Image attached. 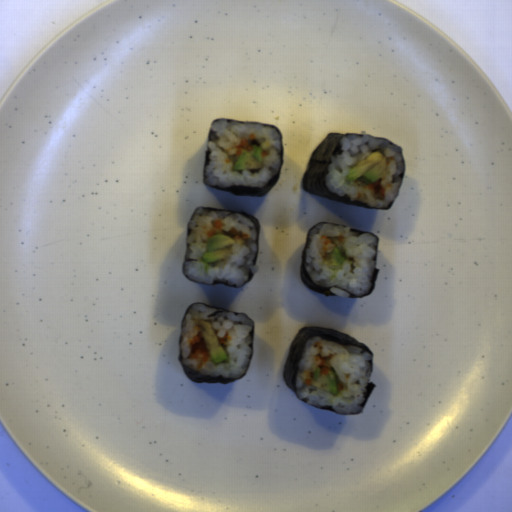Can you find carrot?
I'll use <instances>...</instances> for the list:
<instances>
[{
	"label": "carrot",
	"mask_w": 512,
	"mask_h": 512,
	"mask_svg": "<svg viewBox=\"0 0 512 512\" xmlns=\"http://www.w3.org/2000/svg\"><path fill=\"white\" fill-rule=\"evenodd\" d=\"M229 336H230V333L228 331L222 337L216 336L217 341H218V343H219V345L221 346L222 349L228 343Z\"/></svg>",
	"instance_id": "carrot-6"
},
{
	"label": "carrot",
	"mask_w": 512,
	"mask_h": 512,
	"mask_svg": "<svg viewBox=\"0 0 512 512\" xmlns=\"http://www.w3.org/2000/svg\"><path fill=\"white\" fill-rule=\"evenodd\" d=\"M253 147H261V143L255 135L251 134L248 138H242L236 146V156L241 155L243 150L251 151Z\"/></svg>",
	"instance_id": "carrot-4"
},
{
	"label": "carrot",
	"mask_w": 512,
	"mask_h": 512,
	"mask_svg": "<svg viewBox=\"0 0 512 512\" xmlns=\"http://www.w3.org/2000/svg\"><path fill=\"white\" fill-rule=\"evenodd\" d=\"M382 180H383V177L381 179H379L378 181H376L370 185H367V188L372 191L373 198L375 200H379V201L385 200V198H386L385 189L382 186Z\"/></svg>",
	"instance_id": "carrot-5"
},
{
	"label": "carrot",
	"mask_w": 512,
	"mask_h": 512,
	"mask_svg": "<svg viewBox=\"0 0 512 512\" xmlns=\"http://www.w3.org/2000/svg\"><path fill=\"white\" fill-rule=\"evenodd\" d=\"M314 346L318 349L315 359L319 362L316 367V369L319 368V374L325 376L329 374V372H333L336 380L337 391L343 392L346 385L343 381L340 380L336 369L330 363L334 355L332 353L329 355H324V349L320 341L314 343Z\"/></svg>",
	"instance_id": "carrot-1"
},
{
	"label": "carrot",
	"mask_w": 512,
	"mask_h": 512,
	"mask_svg": "<svg viewBox=\"0 0 512 512\" xmlns=\"http://www.w3.org/2000/svg\"><path fill=\"white\" fill-rule=\"evenodd\" d=\"M338 240H340V242H344V241H345V236L340 235V236L338 237Z\"/></svg>",
	"instance_id": "carrot-9"
},
{
	"label": "carrot",
	"mask_w": 512,
	"mask_h": 512,
	"mask_svg": "<svg viewBox=\"0 0 512 512\" xmlns=\"http://www.w3.org/2000/svg\"><path fill=\"white\" fill-rule=\"evenodd\" d=\"M311 380H312V379H308V378H307V379L305 380V382H304V383H305V385H307V386H312Z\"/></svg>",
	"instance_id": "carrot-8"
},
{
	"label": "carrot",
	"mask_w": 512,
	"mask_h": 512,
	"mask_svg": "<svg viewBox=\"0 0 512 512\" xmlns=\"http://www.w3.org/2000/svg\"><path fill=\"white\" fill-rule=\"evenodd\" d=\"M210 353L205 345L201 330L190 341V351L187 359L196 360L200 368L208 360Z\"/></svg>",
	"instance_id": "carrot-2"
},
{
	"label": "carrot",
	"mask_w": 512,
	"mask_h": 512,
	"mask_svg": "<svg viewBox=\"0 0 512 512\" xmlns=\"http://www.w3.org/2000/svg\"><path fill=\"white\" fill-rule=\"evenodd\" d=\"M268 151L267 150H262V157H265L266 155H268Z\"/></svg>",
	"instance_id": "carrot-10"
},
{
	"label": "carrot",
	"mask_w": 512,
	"mask_h": 512,
	"mask_svg": "<svg viewBox=\"0 0 512 512\" xmlns=\"http://www.w3.org/2000/svg\"><path fill=\"white\" fill-rule=\"evenodd\" d=\"M212 225L213 229L207 232L209 238L216 234H223L225 236H228L233 241L247 240L249 238L247 234H244L242 231L237 230L235 227L231 228L229 231H224L223 227L225 224L223 223L222 219L212 220Z\"/></svg>",
	"instance_id": "carrot-3"
},
{
	"label": "carrot",
	"mask_w": 512,
	"mask_h": 512,
	"mask_svg": "<svg viewBox=\"0 0 512 512\" xmlns=\"http://www.w3.org/2000/svg\"><path fill=\"white\" fill-rule=\"evenodd\" d=\"M323 240V245H328L332 243V239L328 238V235H321V238Z\"/></svg>",
	"instance_id": "carrot-7"
}]
</instances>
